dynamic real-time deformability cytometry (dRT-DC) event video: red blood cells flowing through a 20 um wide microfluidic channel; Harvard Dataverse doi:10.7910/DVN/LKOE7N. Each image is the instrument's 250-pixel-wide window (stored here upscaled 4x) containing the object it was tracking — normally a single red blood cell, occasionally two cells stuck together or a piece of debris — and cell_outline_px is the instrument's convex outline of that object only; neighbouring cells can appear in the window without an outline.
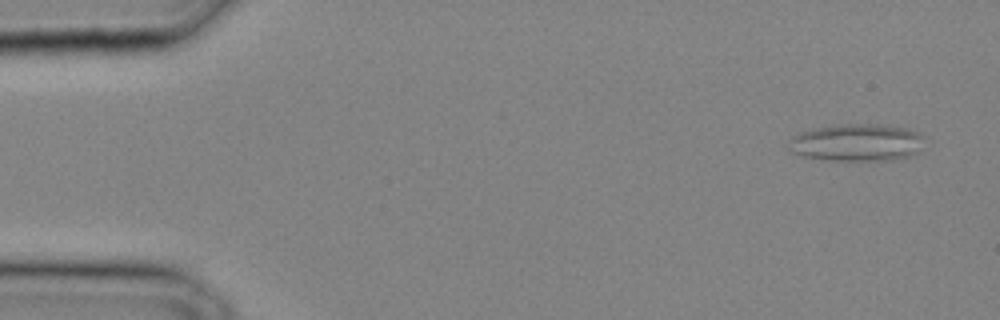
{"species": "common noctule bat (a hibernating species)", "species_latin": "Nyctalus noctula", "temperature_condition": "cold", "stored_images_in_passage": 31, "camera_frame_rate_fps": 3000, "um_per_image_px": 0.085, "animal": {"sex": "male", "body_mass_g": 20.4}, "frame": {"image": 1, "passage_image": 1, "time_ms": 0.0, "image_size_px": [1000, 320], "cell_outline_px": [[924, 136], [920, 152], [908, 156], [892, 160], [828, 160], [804, 156], [792, 152], [788, 140], [792, 136], [800, 132], [812, 128], [840, 124], [880, 124], [908, 128], [920, 132]], "centroid_in_image_um": [72.86, 12.1], "position_along_channel_um": 12.1, "area_um2": 29.77}}
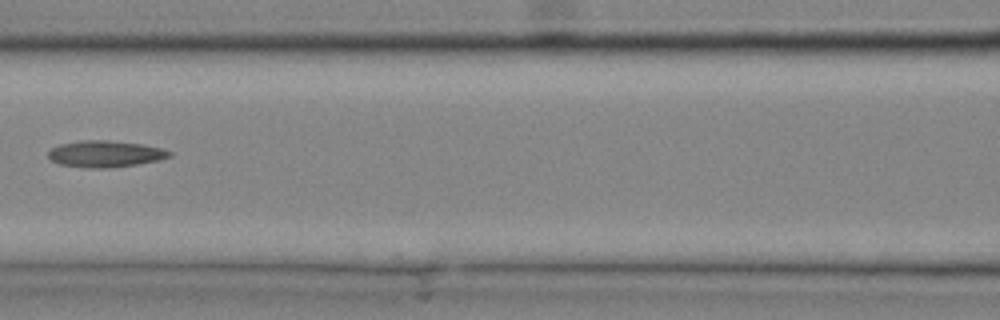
{"frame": {"image": 2, "passage_image": 14, "time_ms": 4.333, "image_size_px": [1000, 320], "cell_outline_px": [[172, 156], [160, 160], [112, 168], [84, 168], [60, 164], [52, 160], [48, 156], [48, 152], [52, 148], [60, 144], [80, 140], [108, 140], [144, 144], [160, 148], [172, 152]], "centroid_in_image_um": [8.96, 13.08], "position_along_channel_um": 157.6, "area_um2": 18.84}}
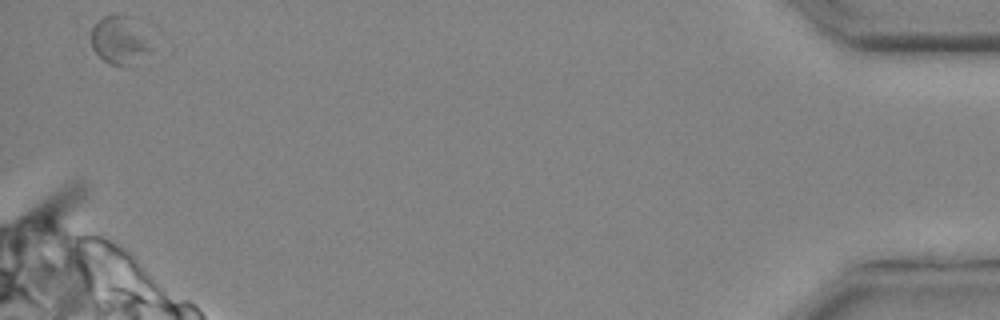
{"frame": {"image": 3, "passage_image": 31, "time_ms": 10.0, "image_size_px": [1000, 320], "cell_outline_px": [[152, 48], [120, 64], [108, 64], [92, 48], [92, 28], [104, 16], [124, 16]], "centroid_in_image_um": [9.98, 3.41], "position_along_channel_um": 425.2, "area_um2": 14.28}}